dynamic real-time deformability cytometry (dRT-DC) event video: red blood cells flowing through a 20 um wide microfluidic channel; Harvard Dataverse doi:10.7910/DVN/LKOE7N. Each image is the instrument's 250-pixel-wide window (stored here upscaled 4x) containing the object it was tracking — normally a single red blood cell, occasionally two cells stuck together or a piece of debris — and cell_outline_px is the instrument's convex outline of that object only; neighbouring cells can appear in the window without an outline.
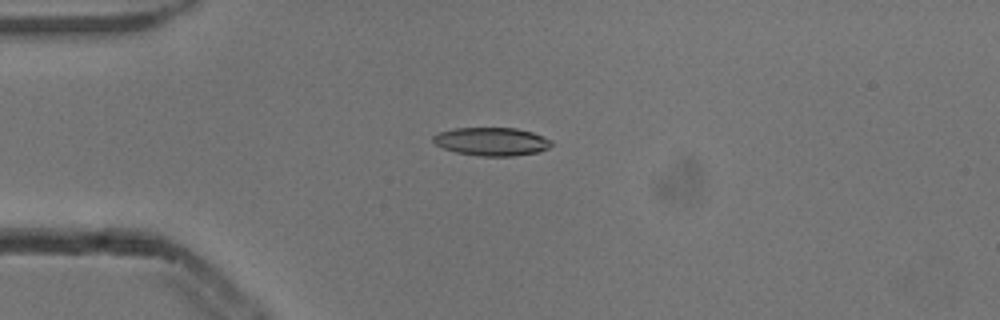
{"species": "common noctule bat (a hibernating species)", "species_latin": "Nyctalus noctula", "temperature_condition": "cold", "stored_images_in_passage": 6, "camera_frame_rate_fps": 3000, "um_per_image_px": 0.085, "animal": {"sex": "male", "body_mass_g": 13.3}, "frame": {"image": 1, "passage_image": 3, "time_ms": 0.667, "image_size_px": [1000, 320], "cell_outline_px": [[552, 144], [548, 148], [540, 152], [512, 156], [476, 156], [456, 152], [444, 148], [436, 144], [432, 140], [432, 136], [440, 132], [456, 128], [516, 128], [532, 132], [552, 140]], "centroid_in_image_um": [41.8, 12.04], "position_along_channel_um": 43.2, "area_um2": 19.48}}
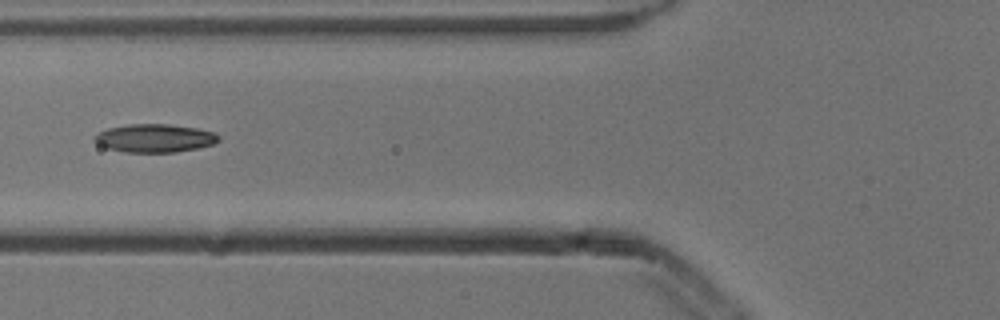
{"frame": {"image": 2, "passage_image": 5, "time_ms": 1.333, "image_size_px": [1000, 320], "cell_outline_px": [[220, 140], [212, 144], [196, 148], [176, 152], [124, 152], [108, 148], [96, 144], [92, 140], [92, 136], [108, 128], [128, 124], [168, 124], [200, 128], [212, 132], [220, 136]], "centroid_in_image_um": [13.12, 11.74], "position_along_channel_um": 112.7, "area_um2": 20.52}}
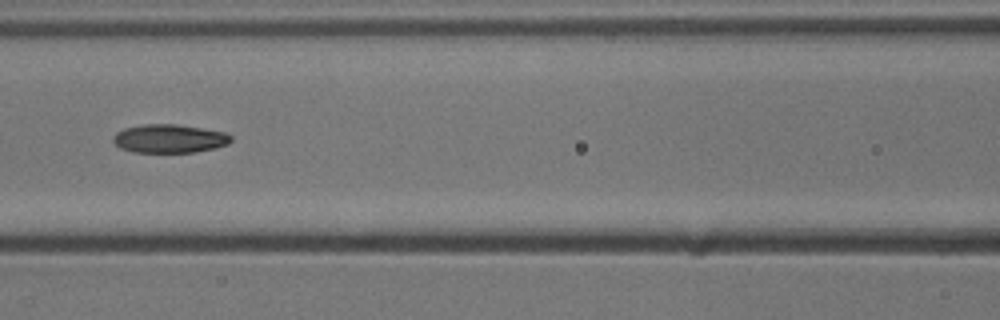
{"frame": {"image": 3, "passage_image": 6, "time_ms": 1.667, "image_size_px": [1000, 320], "cell_outline_px": [[232, 140], [228, 144], [216, 148], [196, 152], [132, 152], [120, 148], [112, 140], [112, 136], [116, 132], [124, 128], [140, 124], [176, 124], [224, 132], [232, 136]], "centroid_in_image_um": [14.37, 11.78], "position_along_channel_um": 152.2, "area_um2": 19.71}}